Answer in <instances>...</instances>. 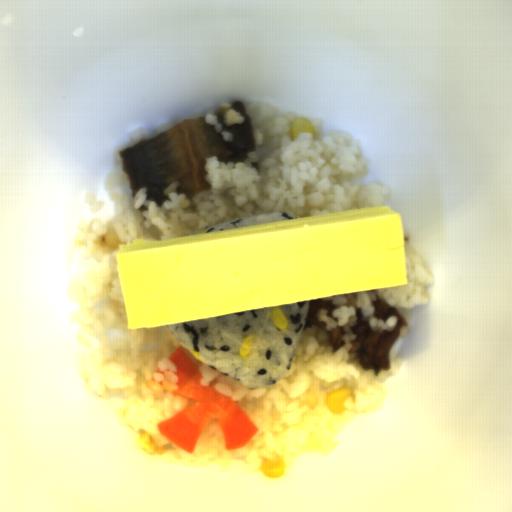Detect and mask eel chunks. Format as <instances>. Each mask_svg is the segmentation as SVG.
I'll return each instance as SVG.
<instances>
[{
    "mask_svg": "<svg viewBox=\"0 0 512 512\" xmlns=\"http://www.w3.org/2000/svg\"><path fill=\"white\" fill-rule=\"evenodd\" d=\"M335 308L336 306H334L330 300H323L321 298L309 300L307 320L304 328L311 327L312 325L321 329L325 328L327 323L318 320V311L324 309L326 310V315L331 316Z\"/></svg>",
    "mask_w": 512,
    "mask_h": 512,
    "instance_id": "5b157139",
    "label": "eel chunks"
},
{
    "mask_svg": "<svg viewBox=\"0 0 512 512\" xmlns=\"http://www.w3.org/2000/svg\"><path fill=\"white\" fill-rule=\"evenodd\" d=\"M372 303L375 318L386 321L391 316H396L397 325L393 330L372 331L369 321L364 319L362 310L356 309L357 320L350 327V331L356 338L351 341L352 348L349 349V352L356 354L359 366L363 369H374L378 372L390 370L392 346L400 337V328L407 327L408 321L404 315L381 297L378 296Z\"/></svg>",
    "mask_w": 512,
    "mask_h": 512,
    "instance_id": "57646c5b",
    "label": "eel chunks"
},
{
    "mask_svg": "<svg viewBox=\"0 0 512 512\" xmlns=\"http://www.w3.org/2000/svg\"><path fill=\"white\" fill-rule=\"evenodd\" d=\"M345 334V331L342 327H335L329 331H327L326 337L327 342L332 347L333 351H336L340 347H342L345 343L343 340V335Z\"/></svg>",
    "mask_w": 512,
    "mask_h": 512,
    "instance_id": "9297f934",
    "label": "eel chunks"
},
{
    "mask_svg": "<svg viewBox=\"0 0 512 512\" xmlns=\"http://www.w3.org/2000/svg\"><path fill=\"white\" fill-rule=\"evenodd\" d=\"M232 108L243 116L242 123L226 125L224 110L214 114L232 141H225L204 116L183 119L156 137L121 149L118 155L133 197L146 188V201L161 207L170 200L165 190L172 182H178L176 191L190 199L210 188L205 169L207 157L234 165L243 163L257 147L252 117L241 101L232 102Z\"/></svg>",
    "mask_w": 512,
    "mask_h": 512,
    "instance_id": "4dd315ae",
    "label": "eel chunks"
}]
</instances>
